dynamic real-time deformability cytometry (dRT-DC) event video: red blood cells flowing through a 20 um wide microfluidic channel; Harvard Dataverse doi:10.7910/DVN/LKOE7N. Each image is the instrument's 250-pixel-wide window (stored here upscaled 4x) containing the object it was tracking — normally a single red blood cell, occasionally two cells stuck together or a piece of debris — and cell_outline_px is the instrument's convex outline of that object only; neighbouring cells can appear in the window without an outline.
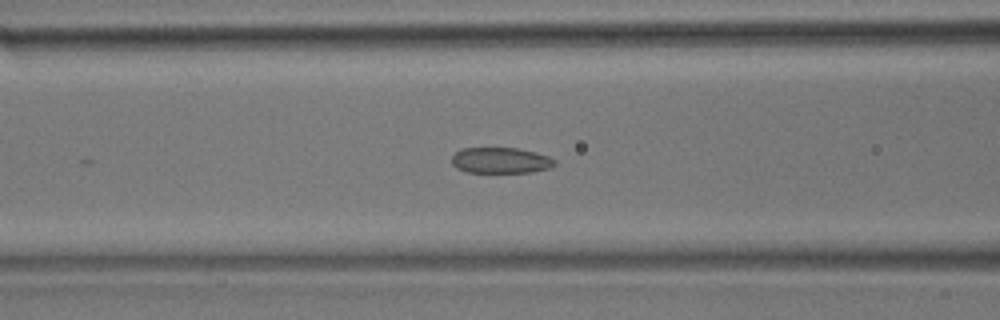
{"species": "common noctule bat (a hibernating species)", "species_latin": "Nyctalus noctula", "temperature_condition": "room temperature", "stored_images_in_passage": 30, "camera_frame_rate_fps": 3000, "um_per_image_px": 0.085, "animal": {"sex": "male", "body_mass_g": 17.9}, "frame": {"image": 1, "passage_image": 18, "time_ms": 5.667, "image_size_px": [1000, 320], "cell_outline_px": [[556, 164], [552, 168], [532, 172], [468, 172], [456, 168], [452, 164], [452, 156], [460, 148], [516, 148], [536, 152], [548, 156], [556, 160]], "centroid_in_image_um": [42.58, 13.63], "position_along_channel_um": 124.0, "area_um2": 15.61}}
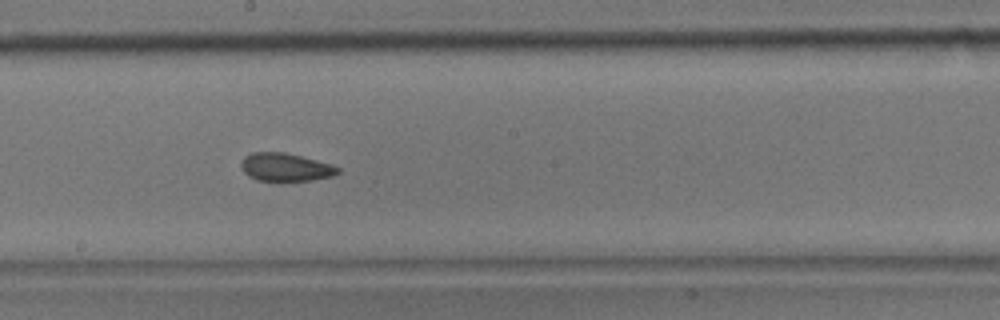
{"frame": {"image": 2, "passage_image": 25, "time_ms": 8.0, "image_size_px": [1000, 320], "cell_outline_px": [[340, 172], [332, 176], [312, 180], [256, 180], [248, 176], [240, 168], [240, 164], [244, 156], [252, 152], [284, 152], [332, 164], [340, 168]], "centroid_in_image_um": [24.24, 14.2], "position_along_channel_um": 224.0, "area_um2": 15.78}}
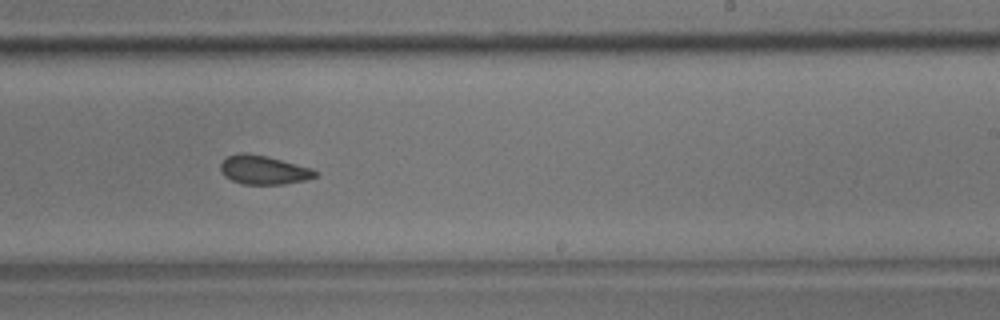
{"frame": {"image": 3, "passage_image": 28, "time_ms": 9.0, "image_size_px": [1000, 320], "cell_outline_px": [[316, 176], [304, 180], [284, 184], [244, 184], [232, 180], [224, 176], [220, 168], [220, 164], [228, 156], [240, 152], [244, 152], [268, 156], [312, 168], [316, 172]], "centroid_in_image_um": [22.39, 14.43], "position_along_channel_um": 266.6, "area_um2": 15.84}}